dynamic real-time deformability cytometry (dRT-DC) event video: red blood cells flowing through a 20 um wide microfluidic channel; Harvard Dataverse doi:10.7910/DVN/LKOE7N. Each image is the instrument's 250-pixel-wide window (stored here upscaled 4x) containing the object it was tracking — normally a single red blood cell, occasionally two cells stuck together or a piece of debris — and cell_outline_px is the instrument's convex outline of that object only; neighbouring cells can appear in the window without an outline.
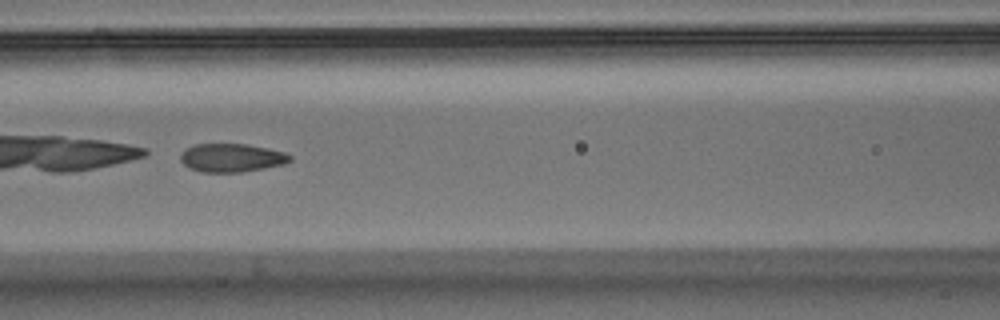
{"species": "Egyptian fruit bat (a non-hibernating species)", "species_latin": "Rousettus aegyptiacus", "temperature_condition": "warm", "stored_images_in_passage": 54, "camera_frame_rate_fps": 3000, "um_per_image_px": 0.085, "animal": {"sex": "male"}, "frame": {"image": 1, "passage_image": 24, "time_ms": 7.667, "image_size_px": [1000, 320], "cell_outline_px": [[292, 160], [284, 164], [264, 168], [240, 172], [200, 172], [184, 164], [180, 160], [180, 152], [184, 148], [196, 144], [248, 144], [268, 148], [284, 152], [292, 156]], "centroid_in_image_um": [19.68, 13.4], "position_along_channel_um": 146.9, "area_um2": 18.21}}
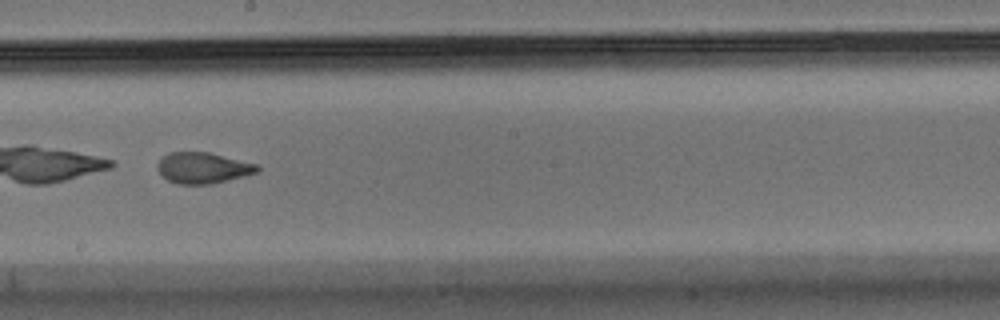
{"frame": {"image": 2, "passage_image": 31, "time_ms": 10.0, "image_size_px": [1000, 320], "cell_outline_px": [[260, 172], [212, 184], [176, 184], [168, 180], [156, 168], [156, 164], [168, 152], [208, 152], [256, 164], [260, 168]], "centroid_in_image_um": [17.25, 14.28], "position_along_channel_um": 231.0, "area_um2": 17.98}}